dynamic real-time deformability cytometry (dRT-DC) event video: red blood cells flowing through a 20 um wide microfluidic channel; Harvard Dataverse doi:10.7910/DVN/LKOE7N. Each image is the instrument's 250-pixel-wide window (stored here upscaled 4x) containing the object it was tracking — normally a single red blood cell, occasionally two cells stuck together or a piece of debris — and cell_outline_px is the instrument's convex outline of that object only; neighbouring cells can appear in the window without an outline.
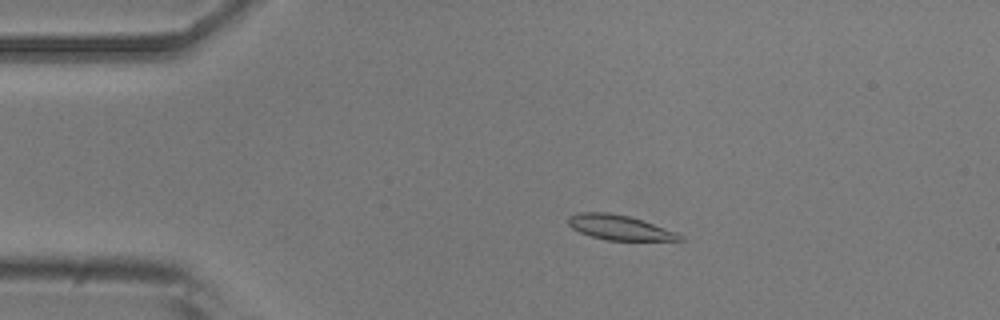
{"species": "common noctule bat (a hibernating species)", "species_latin": "Nyctalus noctula", "temperature_condition": "room temperature", "stored_images_in_passage": 55, "camera_frame_rate_fps": 3000, "um_per_image_px": 0.085, "animal": {"sex": "male", "body_mass_g": 20.5, "forearm_length_mm": 52.5}, "frame": {"image": 1, "passage_image": 11, "time_ms": 3.333, "image_size_px": [1000, 320], "cell_outline_px": [[684, 240], [608, 240], [592, 236], [580, 232], [572, 228], [568, 224], [568, 216], [580, 212], [608, 212], [628, 216], [676, 232], [684, 236]], "centroid_in_image_um": [52.63, 19.33], "position_along_channel_um": 32.4, "area_um2": 15.84}}
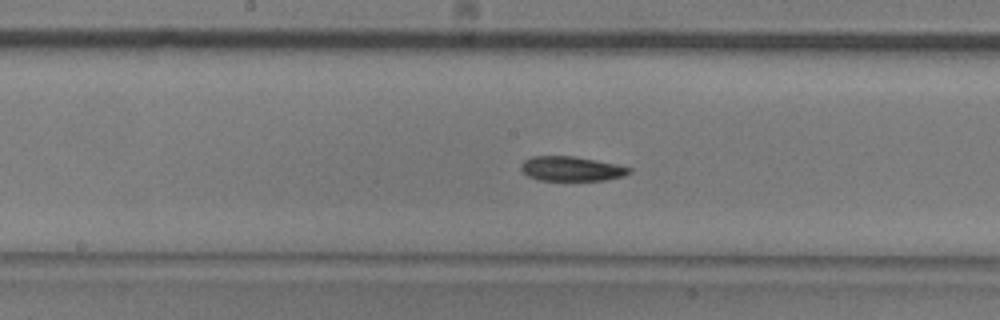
{"frame": {"image": 2, "passage_image": 28, "time_ms": 9.0, "image_size_px": [1000, 320], "cell_outline_px": [[632, 172], [624, 176], [604, 180], [536, 180], [528, 176], [520, 168], [520, 164], [524, 160], [532, 156], [572, 156], [616, 164], [632, 168]], "centroid_in_image_um": [48.56, 14.34], "position_along_channel_um": 199.6, "area_um2": 15.49}}
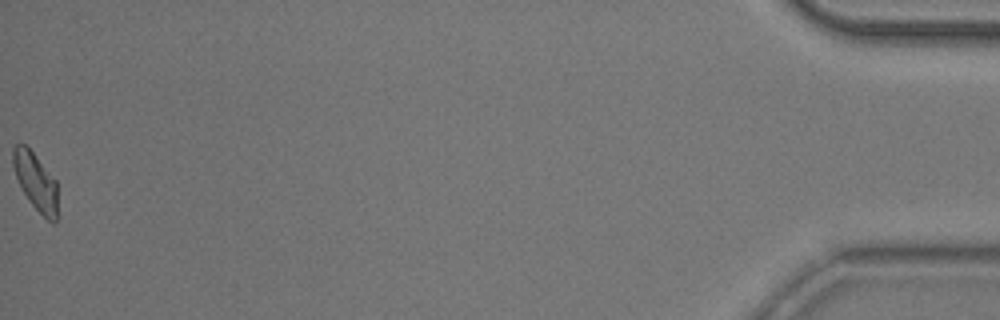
{"frame": {"image": 3, "passage_image": 55, "time_ms": 18.0, "image_size_px": [1000, 320], "cell_outline_px": [[56, 224], [52, 224], [28, 200], [16, 176], [12, 164], [12, 148], [16, 144], [24, 144], [32, 152], [56, 180]], "centroid_in_image_um": [3.01, 15.42], "position_along_channel_um": 432.2, "area_um2": 14.57}, "authors_computed_cell_mechanics": {"area_um2": 15.895, "velocity_mm_per_s": 3.7138, "shape_relaxation_time_tau1_ms": 4.5175, "shape_relaxation_time_tau2_ms": null, "deformation_change_tau1": 0.1479, "deformation_change_tau2": null}}